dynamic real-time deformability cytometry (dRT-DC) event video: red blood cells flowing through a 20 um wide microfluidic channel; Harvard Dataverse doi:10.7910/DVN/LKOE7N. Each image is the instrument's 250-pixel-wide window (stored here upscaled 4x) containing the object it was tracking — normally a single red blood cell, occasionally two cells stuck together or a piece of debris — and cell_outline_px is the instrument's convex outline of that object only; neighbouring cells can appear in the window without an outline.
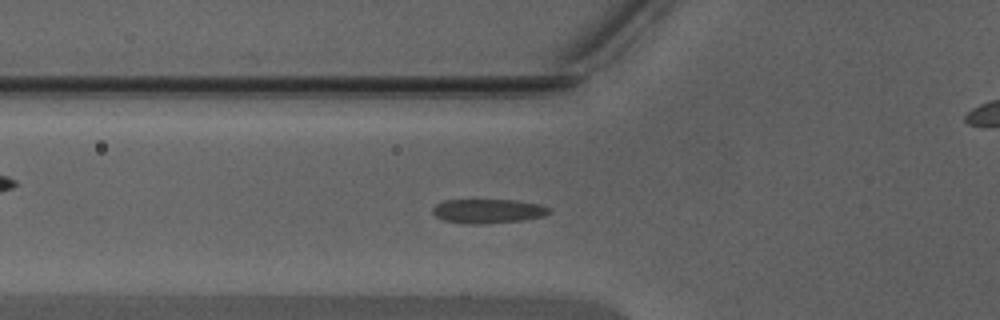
{"species": "Egyptian fruit bat (a non-hibernating species)", "species_latin": "Rousettus aegyptiacus", "temperature_condition": "warm", "stored_images_in_passage": 40, "camera_frame_rate_fps": 3000, "um_per_image_px": 0.085, "animal": {"sex": "male"}, "frame": {"image": 1, "passage_image": 9, "time_ms": 2.667, "image_size_px": [1000, 320], "cell_outline_px": [[552, 212], [544, 216], [524, 220], [480, 224], [464, 224], [444, 220], [436, 216], [432, 212], [432, 208], [436, 204], [444, 200], [516, 200], [540, 204], [552, 208]], "centroid_in_image_um": [41.51, 17.94], "position_along_channel_um": 84.3, "area_um2": 16.65}}
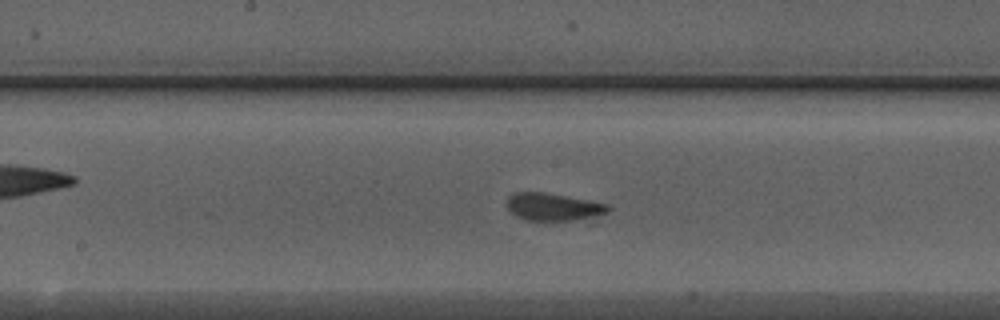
{"frame": {"image": 2, "passage_image": 17, "time_ms": 5.333, "image_size_px": [1000, 320], "cell_outline_px": [[612, 208], [608, 212], [592, 216], [572, 220], [524, 220], [516, 216], [508, 208], [508, 196], [516, 192], [544, 192], [588, 200], [608, 204]], "centroid_in_image_um": [47.01, 17.57], "position_along_channel_um": 201.2, "area_um2": 15.95}}
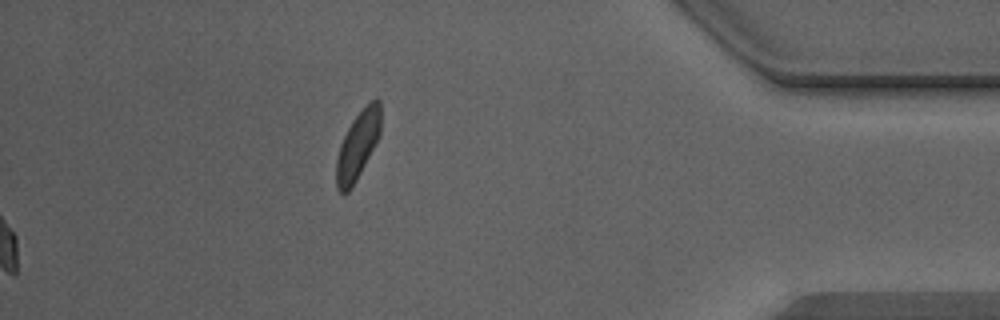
{"frame": {"image": 3, "passage_image": 40, "time_ms": 13.0, "image_size_px": [1000, 320], "cell_outline_px": [[380, 136], [356, 180], [348, 192], [344, 196], [336, 188], [336, 160], [340, 144], [352, 120], [376, 96], [380, 100]], "centroid_in_image_um": [30.4, 12.38], "position_along_channel_um": 404.8, "area_um2": 17.46}, "authors_computed_cell_mechanics": {"area_um2": 15.9528, "velocity_mm_per_s": 4.3672, "shape_relaxation_time_tau1_ms": 4.2124, "shape_relaxation_time_tau2_ms": 0.8603, "deformation_change_tau1": 0.1519, "deformation_change_tau2": 0.057}}